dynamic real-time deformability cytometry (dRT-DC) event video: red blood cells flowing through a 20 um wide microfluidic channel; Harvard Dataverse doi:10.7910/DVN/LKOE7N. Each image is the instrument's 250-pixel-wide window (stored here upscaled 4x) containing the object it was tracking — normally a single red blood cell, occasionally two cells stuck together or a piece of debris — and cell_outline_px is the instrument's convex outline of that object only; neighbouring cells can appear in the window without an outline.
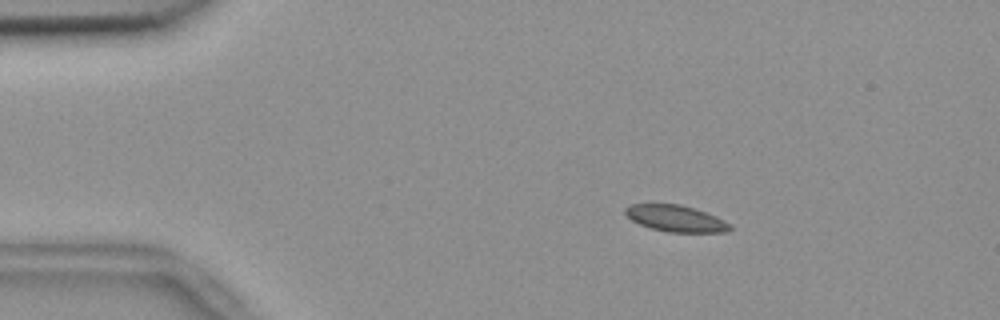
{"species": "common noctule bat (a hibernating species)", "species_latin": "Nyctalus noctula", "temperature_condition": "room temperature", "stored_images_in_passage": 55, "camera_frame_rate_fps": 3000, "um_per_image_px": 0.085, "animal": {"sex": "female", "body_mass_g": 18.4}, "frame": {"image": 1, "passage_image": 9, "time_ms": 2.667, "image_size_px": [1000, 320], "cell_outline_px": [[732, 228], [728, 232], [668, 232], [652, 228], [640, 224], [632, 220], [624, 212], [624, 208], [632, 204], [680, 204], [716, 216], [732, 224]], "centroid_in_image_um": [57.46, 18.57], "position_along_channel_um": 27.5, "area_um2": 16.01}}
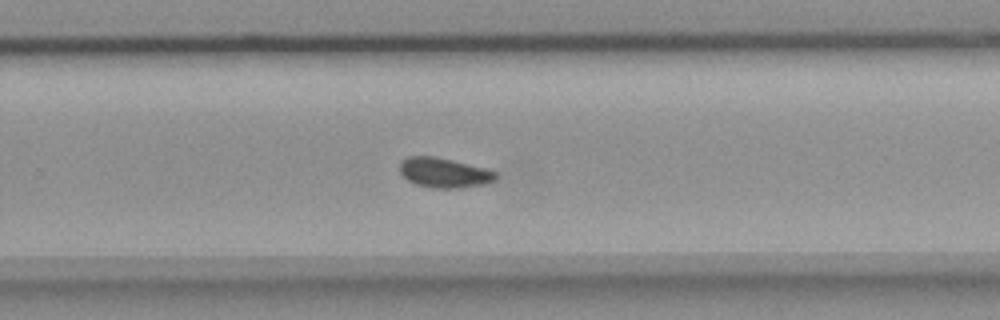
{"frame": {"image": 2, "passage_image": 36, "time_ms": 11.667, "image_size_px": [1000, 320], "cell_outline_px": [[496, 180], [484, 184], [460, 188], [432, 188], [416, 184], [408, 180], [400, 172], [400, 160], [408, 156], [436, 156], [484, 168], [496, 172]], "centroid_in_image_um": [37.72, 14.68], "position_along_channel_um": 292.1, "area_um2": 16.65}}
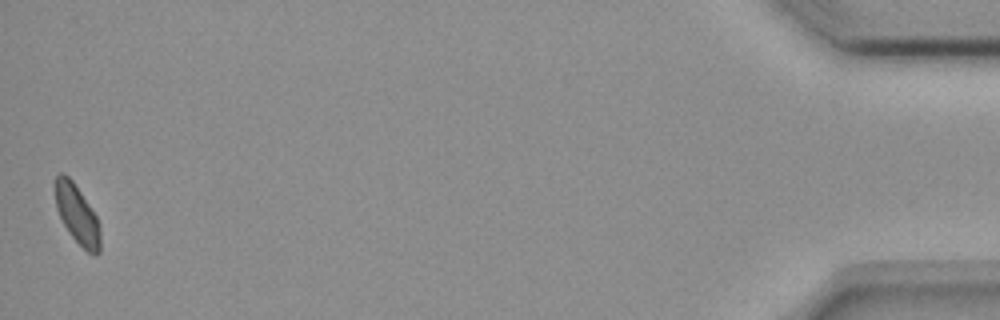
{"frame": {"image": 3, "passage_image": 55, "time_ms": 18.0, "image_size_px": [1000, 320], "cell_outline_px": [[100, 252], [96, 256], [88, 252], [72, 236], [64, 224], [56, 208], [56, 176], [60, 172], [68, 176], [72, 180], [96, 216], [100, 228]], "centroid_in_image_um": [6.57, 18.25], "position_along_channel_um": 428.6, "area_um2": 15.03}, "authors_computed_cell_mechanics": {"area_um2": 16.473, "velocity_mm_per_s": 3.621, "shape_relaxation_time_tau1_ms": null, "shape_relaxation_time_tau2_ms": 1.3909, "deformation_change_tau1": null, "deformation_change_tau2": 0.0436}}